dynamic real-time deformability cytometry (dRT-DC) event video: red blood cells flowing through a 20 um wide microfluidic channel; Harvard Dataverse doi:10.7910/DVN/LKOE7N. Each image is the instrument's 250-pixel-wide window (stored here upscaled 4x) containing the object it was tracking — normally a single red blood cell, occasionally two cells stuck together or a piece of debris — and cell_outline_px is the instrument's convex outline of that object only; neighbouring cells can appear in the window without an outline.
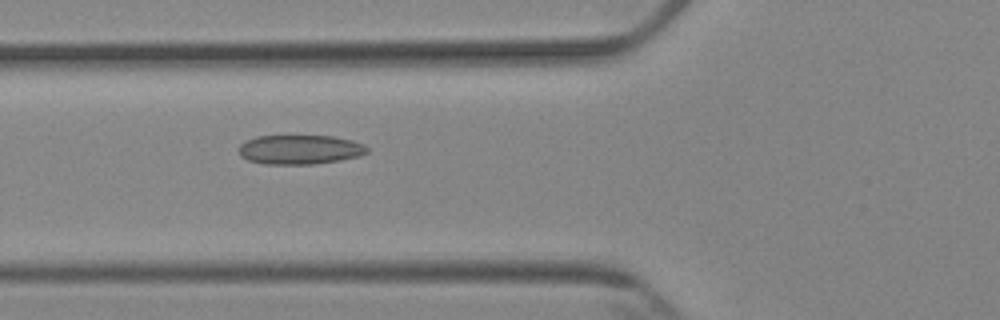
{"species": "Egyptian fruit bat (a non-hibernating species)", "species_latin": "Rousettus aegyptiacus", "temperature_condition": "cold", "stored_images_in_passage": 6, "camera_frame_rate_fps": 3000, "um_per_image_px": 0.085, "animal": {"sex": "female"}, "frame": {"image": 1, "passage_image": 5, "time_ms": 5.667, "image_size_px": [1000, 320], "cell_outline_px": [[368, 152], [360, 156], [340, 160], [312, 164], [264, 164], [248, 160], [240, 156], [240, 144], [244, 140], [256, 136], [332, 136], [352, 140], [364, 144], [368, 148]], "centroid_in_image_um": [25.49, 12.71], "position_along_channel_um": 100.3, "area_um2": 22.02}}
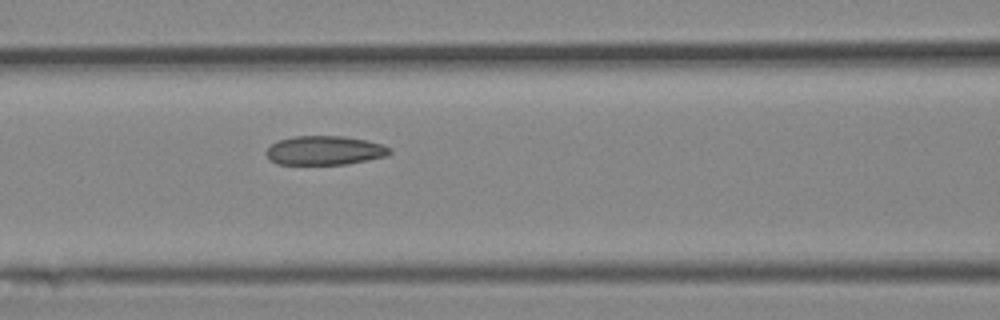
{"frame": {"image": 2, "passage_image": 6, "time_ms": 6.667, "image_size_px": [1000, 320], "cell_outline_px": [[392, 152], [388, 156], [348, 164], [276, 164], [268, 160], [264, 152], [272, 144], [280, 140], [292, 136], [344, 136], [368, 140], [384, 144], [392, 148]], "centroid_in_image_um": [27.63, 12.79], "position_along_channel_um": 139.0, "area_um2": 21.27}}